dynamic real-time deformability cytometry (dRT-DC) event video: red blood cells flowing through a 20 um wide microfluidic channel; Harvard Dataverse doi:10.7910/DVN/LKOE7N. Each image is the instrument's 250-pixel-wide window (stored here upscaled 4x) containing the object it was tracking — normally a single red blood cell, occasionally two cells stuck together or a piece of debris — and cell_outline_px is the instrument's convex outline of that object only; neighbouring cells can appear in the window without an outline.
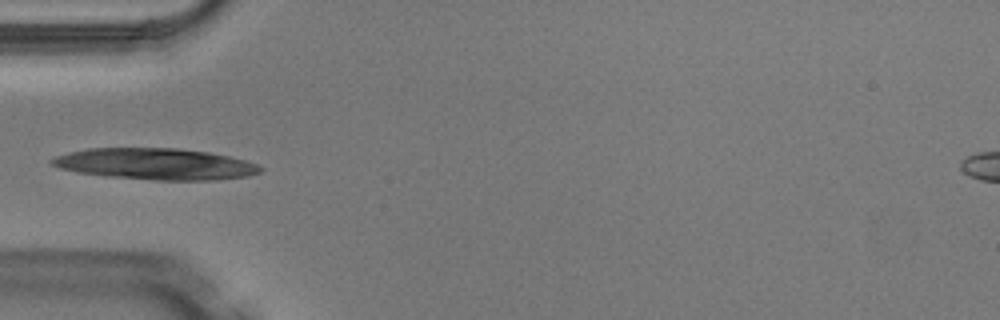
{"species": "Egyptian fruit bat (a non-hibernating species)", "species_latin": "Rousettus aegyptiacus", "temperature_condition": "warm", "stored_images_in_passage": 4, "camera_frame_rate_fps": 3000, "um_per_image_px": 0.085, "animal": {"sex": "male"}, "frame": {"image": 1, "passage_image": 4, "time_ms": 1.0, "image_size_px": [1000, 320], "cell_outline_px": [[264, 168], [260, 172], [248, 176], [220, 180], [156, 180], [108, 176], [80, 172], [60, 168], [52, 164], [48, 160], [56, 156], [68, 152], [88, 148], [176, 148], [208, 152], [228, 156], [260, 164]], "centroid_in_image_um": [13.26, 13.93], "position_along_channel_um": 71.7, "area_um2": 38.03}}